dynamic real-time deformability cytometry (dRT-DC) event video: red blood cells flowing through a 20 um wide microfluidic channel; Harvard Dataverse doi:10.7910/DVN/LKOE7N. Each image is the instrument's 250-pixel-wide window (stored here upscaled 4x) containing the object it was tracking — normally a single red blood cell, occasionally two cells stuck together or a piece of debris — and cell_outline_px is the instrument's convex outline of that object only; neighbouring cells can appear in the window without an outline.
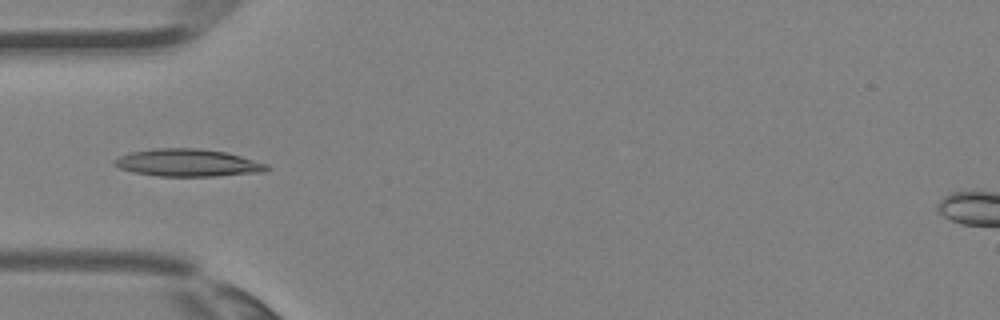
{"species": "Egyptian fruit bat (a non-hibernating species)", "species_latin": "Rousettus aegyptiacus", "temperature_condition": "room temperature", "stored_images_in_passage": 3, "camera_frame_rate_fps": 3000, "um_per_image_px": 0.085, "animal": {"sex": "female"}, "frame": {"image": 1, "passage_image": 3, "time_ms": 0.667, "image_size_px": [1000, 320], "cell_outline_px": [[268, 168], [264, 172], [216, 176], [156, 176], [132, 172], [120, 168], [112, 164], [112, 160], [128, 152], [152, 148], [200, 148], [228, 152], [268, 164]], "centroid_in_image_um": [15.92, 13.83], "position_along_channel_um": 69.1, "area_um2": 24.68}}